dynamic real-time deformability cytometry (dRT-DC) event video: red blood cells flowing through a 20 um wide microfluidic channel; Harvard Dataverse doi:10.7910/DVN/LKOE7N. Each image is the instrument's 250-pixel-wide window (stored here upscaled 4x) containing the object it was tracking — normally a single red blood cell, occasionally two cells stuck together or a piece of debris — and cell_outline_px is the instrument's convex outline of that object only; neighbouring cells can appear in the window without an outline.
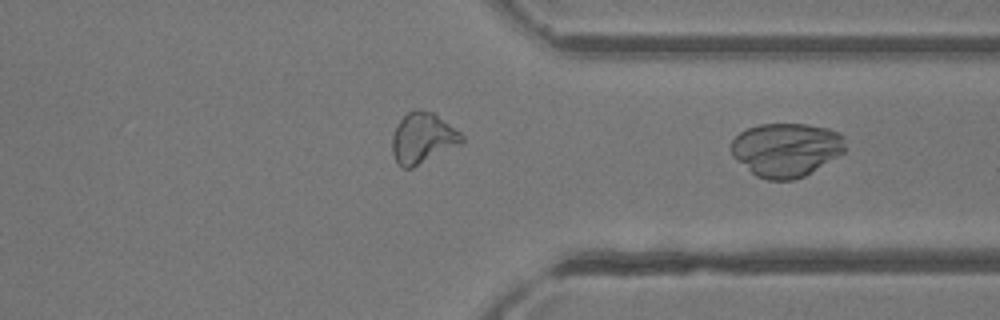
{"species": "common noctule bat (a hibernating species)", "species_latin": "Nyctalus noctula", "temperature_condition": "room temperature", "stored_images_in_passage": 27, "camera_frame_rate_fps": 3000, "um_per_image_px": 0.085, "animal": {"sex": "female"}, "frame": {"image": 1, "passage_image": 27, "time_ms": 8.667, "image_size_px": [1000, 320], "cell_outline_px": [[844, 152], [804, 176], [792, 180], [768, 180], [756, 176], [732, 156], [732, 140], [740, 132], [748, 128], [760, 124], [808, 124], [828, 128], [840, 132], [844, 136]], "centroid_in_image_um": [66.83, 12.71], "position_along_channel_um": 344.6, "area_um2": 35.6}}